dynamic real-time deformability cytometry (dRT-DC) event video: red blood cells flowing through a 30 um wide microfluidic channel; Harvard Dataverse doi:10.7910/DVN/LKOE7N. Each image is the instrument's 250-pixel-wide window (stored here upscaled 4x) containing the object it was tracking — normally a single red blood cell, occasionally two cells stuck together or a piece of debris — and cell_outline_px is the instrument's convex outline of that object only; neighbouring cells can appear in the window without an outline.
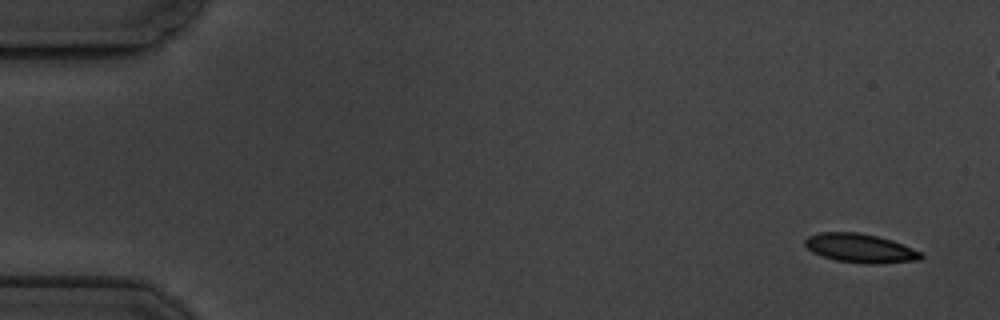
{"species": "common noctule bat (a hibernating species)", "species_latin": "Nyctalus noctula", "temperature_condition": "cold", "stored_images_in_passage": 10, "camera_frame_rate_fps": 3000, "um_per_image_px": 0.085, "animal": {"sex": "male", "body_mass_g": 19.5, "forearm_length_mm": 54.6}, "frame": {"image": 1, "passage_image": 1, "time_ms": 0.0, "image_size_px": [1000, 320], "cell_outline_px": [[924, 256], [920, 260], [876, 264], [864, 264], [836, 260], [820, 256], [812, 252], [804, 244], [804, 240], [808, 236], [820, 232], [856, 232], [876, 236], [892, 240], [912, 248], [920, 252]], "centroid_in_image_um": [73.1, 21.1], "position_along_channel_um": 11.9, "area_um2": 19.59}}
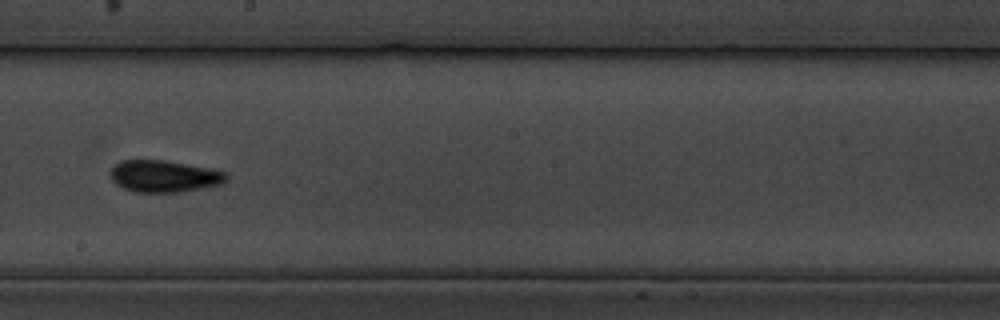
{"frame": {"image": 2, "passage_image": 10, "time_ms": 10.0, "image_size_px": [1000, 320], "cell_outline_px": [[228, 180], [220, 184], [204, 188], [180, 192], [132, 192], [116, 184], [108, 176], [108, 172], [120, 160], [168, 160], [212, 168], [228, 172]], "centroid_in_image_um": [13.97, 14.97], "position_along_channel_um": 234.2, "area_um2": 22.02}}